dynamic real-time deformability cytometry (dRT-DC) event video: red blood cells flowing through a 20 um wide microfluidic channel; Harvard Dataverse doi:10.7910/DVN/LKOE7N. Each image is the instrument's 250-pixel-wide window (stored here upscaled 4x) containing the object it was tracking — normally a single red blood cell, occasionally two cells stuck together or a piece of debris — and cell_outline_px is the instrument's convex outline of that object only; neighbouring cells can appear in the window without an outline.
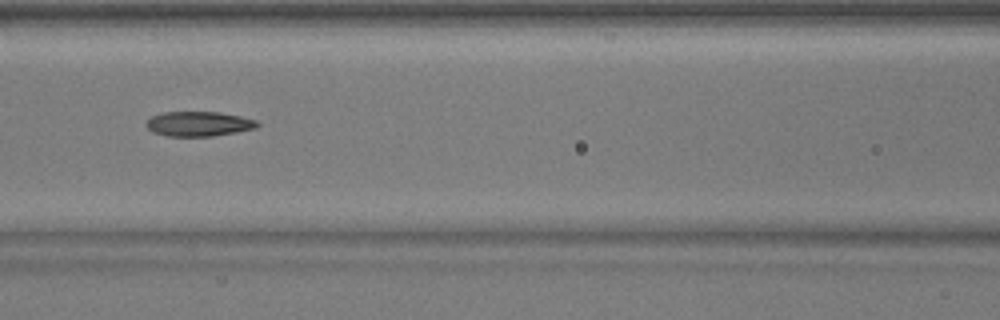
{"species": "common noctule bat (a hibernating species)", "species_latin": "Nyctalus noctula", "temperature_condition": "warm", "stored_images_in_passage": 32, "camera_frame_rate_fps": 3000, "um_per_image_px": 0.085, "animal": {"sex": "male", "body_mass_g": 17.9}, "frame": {"image": 1, "passage_image": 10, "time_ms": 3.0, "image_size_px": [1000, 320], "cell_outline_px": [[260, 124], [256, 128], [236, 132], [212, 136], [168, 136], [152, 132], [144, 124], [152, 116], [160, 112], [220, 112], [240, 116], [256, 120]], "centroid_in_image_um": [16.87, 10.52], "position_along_channel_um": 149.7, "area_um2": 16.07}}
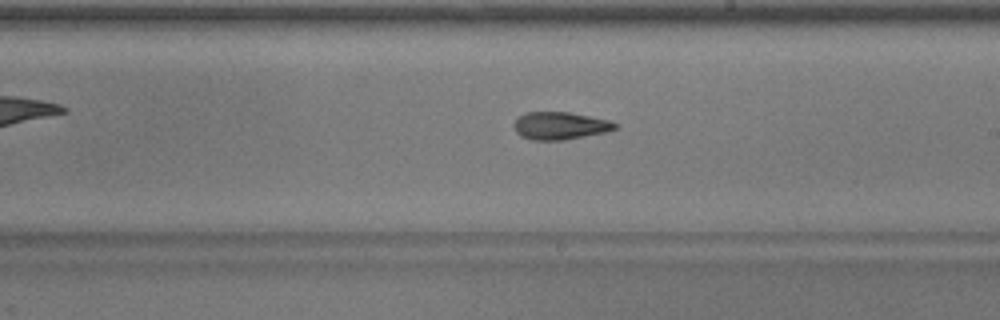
{"frame": {"image": 2, "passage_image": 17, "time_ms": 5.333, "image_size_px": [1000, 320], "cell_outline_px": [[620, 128], [604, 132], [564, 140], [532, 140], [520, 136], [516, 132], [512, 124], [524, 112], [568, 112], [608, 120], [616, 124]], "centroid_in_image_um": [47.57, 10.69], "position_along_channel_um": 241.4, "area_um2": 16.18}}
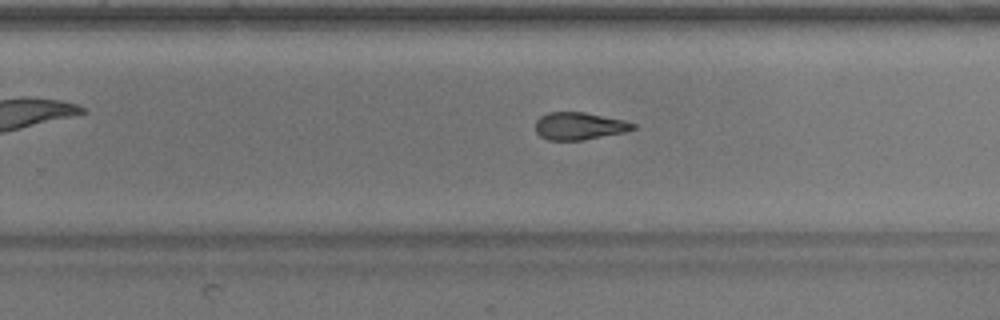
{"frame": {"image": 3, "passage_image": 20, "time_ms": 6.333, "image_size_px": [1000, 320], "cell_outline_px": [[636, 128], [624, 132], [584, 140], [548, 140], [540, 136], [536, 132], [536, 120], [540, 116], [548, 112], [584, 112], [624, 120], [636, 124]], "centroid_in_image_um": [49.23, 10.71], "position_along_channel_um": 280.6, "area_um2": 15.61}}